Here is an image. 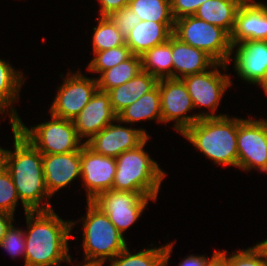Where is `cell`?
<instances>
[{
	"label": "cell",
	"instance_id": "obj_1",
	"mask_svg": "<svg viewBox=\"0 0 267 266\" xmlns=\"http://www.w3.org/2000/svg\"><path fill=\"white\" fill-rule=\"evenodd\" d=\"M10 124L14 150L6 149L4 167L11 175L24 211L52 210L49 202L52 197L44 182L42 153L19 133L16 121L10 120Z\"/></svg>",
	"mask_w": 267,
	"mask_h": 266
},
{
	"label": "cell",
	"instance_id": "obj_2",
	"mask_svg": "<svg viewBox=\"0 0 267 266\" xmlns=\"http://www.w3.org/2000/svg\"><path fill=\"white\" fill-rule=\"evenodd\" d=\"M24 266H61L72 263L68 241L76 221H66L55 211H29L25 213Z\"/></svg>",
	"mask_w": 267,
	"mask_h": 266
},
{
	"label": "cell",
	"instance_id": "obj_3",
	"mask_svg": "<svg viewBox=\"0 0 267 266\" xmlns=\"http://www.w3.org/2000/svg\"><path fill=\"white\" fill-rule=\"evenodd\" d=\"M181 135L215 165L237 168V117L200 118Z\"/></svg>",
	"mask_w": 267,
	"mask_h": 266
},
{
	"label": "cell",
	"instance_id": "obj_4",
	"mask_svg": "<svg viewBox=\"0 0 267 266\" xmlns=\"http://www.w3.org/2000/svg\"><path fill=\"white\" fill-rule=\"evenodd\" d=\"M149 137L137 148L127 150L116 158V173L112 189L143 194L157 199L166 173L151 159L144 147Z\"/></svg>",
	"mask_w": 267,
	"mask_h": 266
},
{
	"label": "cell",
	"instance_id": "obj_5",
	"mask_svg": "<svg viewBox=\"0 0 267 266\" xmlns=\"http://www.w3.org/2000/svg\"><path fill=\"white\" fill-rule=\"evenodd\" d=\"M87 202L83 221L84 262L104 265L127 247L124 236L92 201Z\"/></svg>",
	"mask_w": 267,
	"mask_h": 266
},
{
	"label": "cell",
	"instance_id": "obj_6",
	"mask_svg": "<svg viewBox=\"0 0 267 266\" xmlns=\"http://www.w3.org/2000/svg\"><path fill=\"white\" fill-rule=\"evenodd\" d=\"M173 35L181 42L205 51L216 62L228 64L232 44L230 34L194 15L178 18Z\"/></svg>",
	"mask_w": 267,
	"mask_h": 266
},
{
	"label": "cell",
	"instance_id": "obj_7",
	"mask_svg": "<svg viewBox=\"0 0 267 266\" xmlns=\"http://www.w3.org/2000/svg\"><path fill=\"white\" fill-rule=\"evenodd\" d=\"M51 116V120L26 127L21 118L17 121L19 133L42 154H61L78 151L85 144L79 138L73 120Z\"/></svg>",
	"mask_w": 267,
	"mask_h": 266
},
{
	"label": "cell",
	"instance_id": "obj_8",
	"mask_svg": "<svg viewBox=\"0 0 267 266\" xmlns=\"http://www.w3.org/2000/svg\"><path fill=\"white\" fill-rule=\"evenodd\" d=\"M228 64L216 62L210 69L202 73L188 75L182 78L188 93L190 94L194 109L207 107L211 112H197L200 118L205 117H224L228 114H219L215 112L220 106L221 99L226 90L231 87L232 81L229 74H222L218 69L221 67L223 71H227ZM215 113V114H214Z\"/></svg>",
	"mask_w": 267,
	"mask_h": 266
},
{
	"label": "cell",
	"instance_id": "obj_9",
	"mask_svg": "<svg viewBox=\"0 0 267 266\" xmlns=\"http://www.w3.org/2000/svg\"><path fill=\"white\" fill-rule=\"evenodd\" d=\"M237 168L267 173V119L237 118Z\"/></svg>",
	"mask_w": 267,
	"mask_h": 266
},
{
	"label": "cell",
	"instance_id": "obj_10",
	"mask_svg": "<svg viewBox=\"0 0 267 266\" xmlns=\"http://www.w3.org/2000/svg\"><path fill=\"white\" fill-rule=\"evenodd\" d=\"M66 76L49 111L55 117L73 120L98 90V81L96 77L87 78L81 71L68 72Z\"/></svg>",
	"mask_w": 267,
	"mask_h": 266
},
{
	"label": "cell",
	"instance_id": "obj_11",
	"mask_svg": "<svg viewBox=\"0 0 267 266\" xmlns=\"http://www.w3.org/2000/svg\"><path fill=\"white\" fill-rule=\"evenodd\" d=\"M153 197L144 196L136 192L108 190L99 194L92 202L107 214L109 220L124 236L138 219Z\"/></svg>",
	"mask_w": 267,
	"mask_h": 266
},
{
	"label": "cell",
	"instance_id": "obj_12",
	"mask_svg": "<svg viewBox=\"0 0 267 266\" xmlns=\"http://www.w3.org/2000/svg\"><path fill=\"white\" fill-rule=\"evenodd\" d=\"M158 87L162 124L174 121V129L182 134L200 119L197 113L195 115H187V112L194 110V104L182 79H159Z\"/></svg>",
	"mask_w": 267,
	"mask_h": 266
},
{
	"label": "cell",
	"instance_id": "obj_13",
	"mask_svg": "<svg viewBox=\"0 0 267 266\" xmlns=\"http://www.w3.org/2000/svg\"><path fill=\"white\" fill-rule=\"evenodd\" d=\"M116 158L95 153L86 144L81 148V179L86 200L93 201L102 192L112 189Z\"/></svg>",
	"mask_w": 267,
	"mask_h": 266
},
{
	"label": "cell",
	"instance_id": "obj_14",
	"mask_svg": "<svg viewBox=\"0 0 267 266\" xmlns=\"http://www.w3.org/2000/svg\"><path fill=\"white\" fill-rule=\"evenodd\" d=\"M121 123L116 118L85 144L95 153L117 158L123 152L137 148L150 137L144 128H128L120 126Z\"/></svg>",
	"mask_w": 267,
	"mask_h": 266
},
{
	"label": "cell",
	"instance_id": "obj_15",
	"mask_svg": "<svg viewBox=\"0 0 267 266\" xmlns=\"http://www.w3.org/2000/svg\"><path fill=\"white\" fill-rule=\"evenodd\" d=\"M232 53L235 54L234 58ZM231 60L240 79L261 86L267 78V40L243 41L232 45L228 64Z\"/></svg>",
	"mask_w": 267,
	"mask_h": 266
},
{
	"label": "cell",
	"instance_id": "obj_16",
	"mask_svg": "<svg viewBox=\"0 0 267 266\" xmlns=\"http://www.w3.org/2000/svg\"><path fill=\"white\" fill-rule=\"evenodd\" d=\"M44 182L52 197L81 177V149L70 153L42 154Z\"/></svg>",
	"mask_w": 267,
	"mask_h": 266
},
{
	"label": "cell",
	"instance_id": "obj_17",
	"mask_svg": "<svg viewBox=\"0 0 267 266\" xmlns=\"http://www.w3.org/2000/svg\"><path fill=\"white\" fill-rule=\"evenodd\" d=\"M116 118L117 115L111 107L109 94L97 90L87 105L73 119V123L79 138L81 140L88 138L83 141L86 143Z\"/></svg>",
	"mask_w": 267,
	"mask_h": 266
},
{
	"label": "cell",
	"instance_id": "obj_18",
	"mask_svg": "<svg viewBox=\"0 0 267 266\" xmlns=\"http://www.w3.org/2000/svg\"><path fill=\"white\" fill-rule=\"evenodd\" d=\"M230 40L232 45L243 41L267 40V4L245 0L237 12Z\"/></svg>",
	"mask_w": 267,
	"mask_h": 266
},
{
	"label": "cell",
	"instance_id": "obj_19",
	"mask_svg": "<svg viewBox=\"0 0 267 266\" xmlns=\"http://www.w3.org/2000/svg\"><path fill=\"white\" fill-rule=\"evenodd\" d=\"M172 60L174 79L202 73L216 63L205 51L181 42L174 35H172Z\"/></svg>",
	"mask_w": 267,
	"mask_h": 266
},
{
	"label": "cell",
	"instance_id": "obj_20",
	"mask_svg": "<svg viewBox=\"0 0 267 266\" xmlns=\"http://www.w3.org/2000/svg\"><path fill=\"white\" fill-rule=\"evenodd\" d=\"M173 30L174 22L140 21L125 42L133 55L141 56L145 51L167 42Z\"/></svg>",
	"mask_w": 267,
	"mask_h": 266
},
{
	"label": "cell",
	"instance_id": "obj_21",
	"mask_svg": "<svg viewBox=\"0 0 267 266\" xmlns=\"http://www.w3.org/2000/svg\"><path fill=\"white\" fill-rule=\"evenodd\" d=\"M158 83V79L146 71L139 72L134 78L124 84L110 89L111 107L118 115L127 106L137 101L142 95L151 91Z\"/></svg>",
	"mask_w": 267,
	"mask_h": 266
},
{
	"label": "cell",
	"instance_id": "obj_22",
	"mask_svg": "<svg viewBox=\"0 0 267 266\" xmlns=\"http://www.w3.org/2000/svg\"><path fill=\"white\" fill-rule=\"evenodd\" d=\"M24 82L22 72L14 69L9 61L0 59V114L3 115L5 112H10L8 114L9 119L16 122L20 117L14 104L19 99V93Z\"/></svg>",
	"mask_w": 267,
	"mask_h": 266
},
{
	"label": "cell",
	"instance_id": "obj_23",
	"mask_svg": "<svg viewBox=\"0 0 267 266\" xmlns=\"http://www.w3.org/2000/svg\"><path fill=\"white\" fill-rule=\"evenodd\" d=\"M245 0H207L194 16L232 33L236 15Z\"/></svg>",
	"mask_w": 267,
	"mask_h": 266
},
{
	"label": "cell",
	"instance_id": "obj_24",
	"mask_svg": "<svg viewBox=\"0 0 267 266\" xmlns=\"http://www.w3.org/2000/svg\"><path fill=\"white\" fill-rule=\"evenodd\" d=\"M117 119L123 123L132 124L142 120H156L162 123L161 102L158 83L148 93L127 106L118 115Z\"/></svg>",
	"mask_w": 267,
	"mask_h": 266
},
{
	"label": "cell",
	"instance_id": "obj_25",
	"mask_svg": "<svg viewBox=\"0 0 267 266\" xmlns=\"http://www.w3.org/2000/svg\"><path fill=\"white\" fill-rule=\"evenodd\" d=\"M174 243L161 247L144 248L132 254L128 247L109 261V266H168Z\"/></svg>",
	"mask_w": 267,
	"mask_h": 266
},
{
	"label": "cell",
	"instance_id": "obj_26",
	"mask_svg": "<svg viewBox=\"0 0 267 266\" xmlns=\"http://www.w3.org/2000/svg\"><path fill=\"white\" fill-rule=\"evenodd\" d=\"M140 58L143 71L158 80L173 78L172 36L167 42L145 51Z\"/></svg>",
	"mask_w": 267,
	"mask_h": 266
},
{
	"label": "cell",
	"instance_id": "obj_27",
	"mask_svg": "<svg viewBox=\"0 0 267 266\" xmlns=\"http://www.w3.org/2000/svg\"><path fill=\"white\" fill-rule=\"evenodd\" d=\"M142 71L141 58L138 55H132L129 59L109 70L104 71L100 77H97L98 90L108 92L128 82Z\"/></svg>",
	"mask_w": 267,
	"mask_h": 266
},
{
	"label": "cell",
	"instance_id": "obj_28",
	"mask_svg": "<svg viewBox=\"0 0 267 266\" xmlns=\"http://www.w3.org/2000/svg\"><path fill=\"white\" fill-rule=\"evenodd\" d=\"M97 26L93 28V52L105 51L125 45V38L108 16L97 18Z\"/></svg>",
	"mask_w": 267,
	"mask_h": 266
},
{
	"label": "cell",
	"instance_id": "obj_29",
	"mask_svg": "<svg viewBox=\"0 0 267 266\" xmlns=\"http://www.w3.org/2000/svg\"><path fill=\"white\" fill-rule=\"evenodd\" d=\"M128 5L141 21L175 22L170 0H129Z\"/></svg>",
	"mask_w": 267,
	"mask_h": 266
},
{
	"label": "cell",
	"instance_id": "obj_30",
	"mask_svg": "<svg viewBox=\"0 0 267 266\" xmlns=\"http://www.w3.org/2000/svg\"><path fill=\"white\" fill-rule=\"evenodd\" d=\"M93 55V59L87 65V71L101 75L104 71L126 61L133 54L125 44L105 51L93 52Z\"/></svg>",
	"mask_w": 267,
	"mask_h": 266
},
{
	"label": "cell",
	"instance_id": "obj_31",
	"mask_svg": "<svg viewBox=\"0 0 267 266\" xmlns=\"http://www.w3.org/2000/svg\"><path fill=\"white\" fill-rule=\"evenodd\" d=\"M227 252L226 249L218 251L228 266H267V249L261 242L247 249L234 252L229 257Z\"/></svg>",
	"mask_w": 267,
	"mask_h": 266
},
{
	"label": "cell",
	"instance_id": "obj_32",
	"mask_svg": "<svg viewBox=\"0 0 267 266\" xmlns=\"http://www.w3.org/2000/svg\"><path fill=\"white\" fill-rule=\"evenodd\" d=\"M19 196L10 173L5 167L0 169V210L15 215Z\"/></svg>",
	"mask_w": 267,
	"mask_h": 266
},
{
	"label": "cell",
	"instance_id": "obj_33",
	"mask_svg": "<svg viewBox=\"0 0 267 266\" xmlns=\"http://www.w3.org/2000/svg\"><path fill=\"white\" fill-rule=\"evenodd\" d=\"M0 247L4 248L14 260L18 255H22L25 262V233L16 228L13 223L7 229Z\"/></svg>",
	"mask_w": 267,
	"mask_h": 266
},
{
	"label": "cell",
	"instance_id": "obj_34",
	"mask_svg": "<svg viewBox=\"0 0 267 266\" xmlns=\"http://www.w3.org/2000/svg\"><path fill=\"white\" fill-rule=\"evenodd\" d=\"M108 17L119 29L120 33L125 39L135 25L141 21L138 15L132 11L129 5L111 13Z\"/></svg>",
	"mask_w": 267,
	"mask_h": 266
},
{
	"label": "cell",
	"instance_id": "obj_35",
	"mask_svg": "<svg viewBox=\"0 0 267 266\" xmlns=\"http://www.w3.org/2000/svg\"><path fill=\"white\" fill-rule=\"evenodd\" d=\"M207 0H170L171 13L174 20L194 15L201 4Z\"/></svg>",
	"mask_w": 267,
	"mask_h": 266
},
{
	"label": "cell",
	"instance_id": "obj_36",
	"mask_svg": "<svg viewBox=\"0 0 267 266\" xmlns=\"http://www.w3.org/2000/svg\"><path fill=\"white\" fill-rule=\"evenodd\" d=\"M99 16H109L111 13L128 6L129 0H98Z\"/></svg>",
	"mask_w": 267,
	"mask_h": 266
},
{
	"label": "cell",
	"instance_id": "obj_37",
	"mask_svg": "<svg viewBox=\"0 0 267 266\" xmlns=\"http://www.w3.org/2000/svg\"><path fill=\"white\" fill-rule=\"evenodd\" d=\"M218 254V250L214 251L211 258L206 257L205 255H189L184 258L183 261L179 263V266H207L208 263Z\"/></svg>",
	"mask_w": 267,
	"mask_h": 266
},
{
	"label": "cell",
	"instance_id": "obj_38",
	"mask_svg": "<svg viewBox=\"0 0 267 266\" xmlns=\"http://www.w3.org/2000/svg\"><path fill=\"white\" fill-rule=\"evenodd\" d=\"M13 221L15 220L12 214L0 210V242L4 238L7 229Z\"/></svg>",
	"mask_w": 267,
	"mask_h": 266
},
{
	"label": "cell",
	"instance_id": "obj_39",
	"mask_svg": "<svg viewBox=\"0 0 267 266\" xmlns=\"http://www.w3.org/2000/svg\"><path fill=\"white\" fill-rule=\"evenodd\" d=\"M207 266H228L225 259L218 253Z\"/></svg>",
	"mask_w": 267,
	"mask_h": 266
},
{
	"label": "cell",
	"instance_id": "obj_40",
	"mask_svg": "<svg viewBox=\"0 0 267 266\" xmlns=\"http://www.w3.org/2000/svg\"><path fill=\"white\" fill-rule=\"evenodd\" d=\"M5 151L6 149L0 147V169L4 167Z\"/></svg>",
	"mask_w": 267,
	"mask_h": 266
},
{
	"label": "cell",
	"instance_id": "obj_41",
	"mask_svg": "<svg viewBox=\"0 0 267 266\" xmlns=\"http://www.w3.org/2000/svg\"><path fill=\"white\" fill-rule=\"evenodd\" d=\"M260 87L265 92V95H267V78L265 79L264 83Z\"/></svg>",
	"mask_w": 267,
	"mask_h": 266
},
{
	"label": "cell",
	"instance_id": "obj_42",
	"mask_svg": "<svg viewBox=\"0 0 267 266\" xmlns=\"http://www.w3.org/2000/svg\"><path fill=\"white\" fill-rule=\"evenodd\" d=\"M74 266H102L100 264H95V263H84L83 265H74Z\"/></svg>",
	"mask_w": 267,
	"mask_h": 266
},
{
	"label": "cell",
	"instance_id": "obj_43",
	"mask_svg": "<svg viewBox=\"0 0 267 266\" xmlns=\"http://www.w3.org/2000/svg\"><path fill=\"white\" fill-rule=\"evenodd\" d=\"M261 243H262V244L266 247V249H267V239H266V240H263Z\"/></svg>",
	"mask_w": 267,
	"mask_h": 266
}]
</instances>
